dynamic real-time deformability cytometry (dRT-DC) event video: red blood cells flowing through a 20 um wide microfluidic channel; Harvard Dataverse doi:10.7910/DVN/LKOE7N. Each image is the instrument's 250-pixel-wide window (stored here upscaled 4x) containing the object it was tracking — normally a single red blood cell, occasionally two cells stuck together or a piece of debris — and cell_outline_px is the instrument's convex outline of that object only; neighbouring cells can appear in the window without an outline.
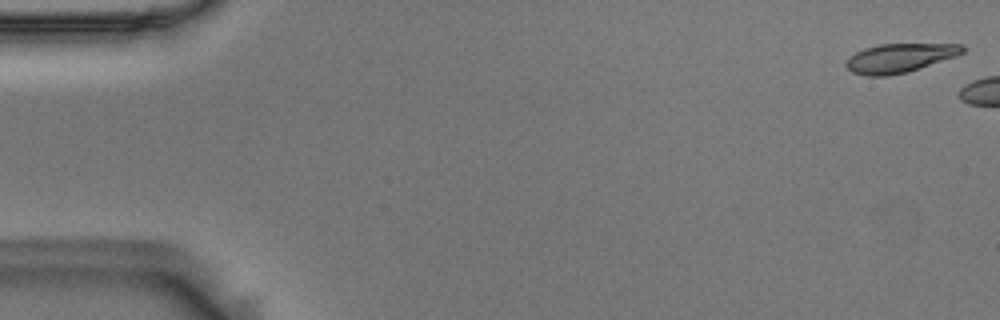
{"species": "Egyptian fruit bat (a non-hibernating species)", "species_latin": "Rousettus aegyptiacus", "temperature_condition": "room temperature", "stored_images_in_passage": 5, "camera_frame_rate_fps": 3000, "um_per_image_px": 0.085, "animal": {"sex": "male"}, "frame": {"image": 1, "passage_image": 1, "time_ms": 0.0, "image_size_px": [1000, 320], "cell_outline_px": [[964, 52], [956, 56], [908, 72], [888, 76], [868, 76], [852, 72], [844, 64], [848, 56], [864, 48], [880, 44], [964, 44]], "centroid_in_image_um": [76.44, 4.93], "position_along_channel_um": 8.6, "area_um2": 19.71}}